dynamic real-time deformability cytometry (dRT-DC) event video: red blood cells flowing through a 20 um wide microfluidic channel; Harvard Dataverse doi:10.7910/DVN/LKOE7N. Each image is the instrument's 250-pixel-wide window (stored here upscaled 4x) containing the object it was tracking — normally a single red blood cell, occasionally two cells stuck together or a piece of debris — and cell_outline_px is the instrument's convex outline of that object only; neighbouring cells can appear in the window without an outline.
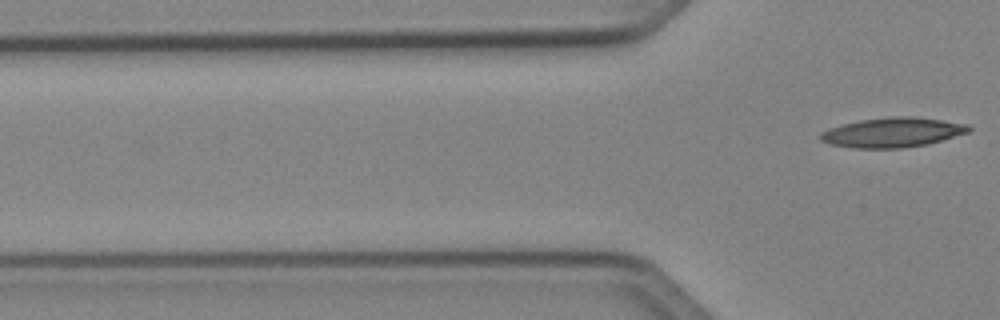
{"species": "Egyptian fruit bat (a non-hibernating species)", "species_latin": "Rousettus aegyptiacus", "temperature_condition": "cold", "stored_images_in_passage": 6, "segment_of_instrument_passage": [2, 2], "camera_frame_rate_fps": 3000, "um_per_image_px": 0.085, "animal": {"sex": "female"}, "frame": {"image": 1, "passage_image": 6, "time_ms": 6.667, "image_size_px": [1000, 320], "cell_outline_px": [[972, 132], [928, 144], [904, 148], [852, 148], [832, 144], [820, 140], [820, 132], [828, 128], [860, 120], [892, 116], [912, 116], [968, 124], [972, 128]], "centroid_in_image_um": [75.91, 11.26], "position_along_channel_um": 49.9, "area_um2": 25.78}}